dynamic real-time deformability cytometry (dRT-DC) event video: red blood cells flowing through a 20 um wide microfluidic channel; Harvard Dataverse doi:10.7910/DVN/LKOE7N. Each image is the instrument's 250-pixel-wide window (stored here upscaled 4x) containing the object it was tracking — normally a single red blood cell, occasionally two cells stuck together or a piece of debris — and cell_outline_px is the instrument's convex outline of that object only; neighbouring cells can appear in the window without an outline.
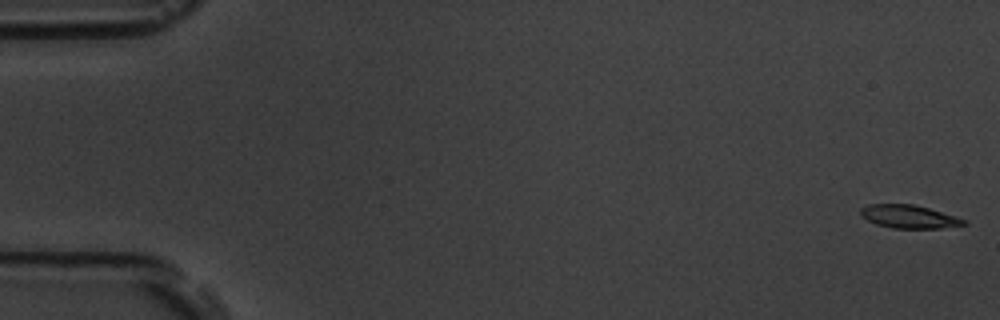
{"species": "common noctule bat (a hibernating species)", "species_latin": "Nyctalus noctula", "temperature_condition": "room temperature", "stored_images_in_passage": 54, "camera_frame_rate_fps": 3000, "um_per_image_px": 0.085, "animal": {"sex": "male", "body_mass_g": 19.5, "forearm_length_mm": 54.6}, "frame": {"image": 1, "passage_image": 1, "time_ms": 0.0, "image_size_px": [1000, 320], "cell_outline_px": [[968, 224], [940, 228], [892, 228], [876, 224], [860, 216], [860, 208], [868, 204], [912, 204], [928, 208], [956, 216], [968, 220]], "centroid_in_image_um": [77.26, 18.41], "position_along_channel_um": 7.7, "area_um2": 13.99}}
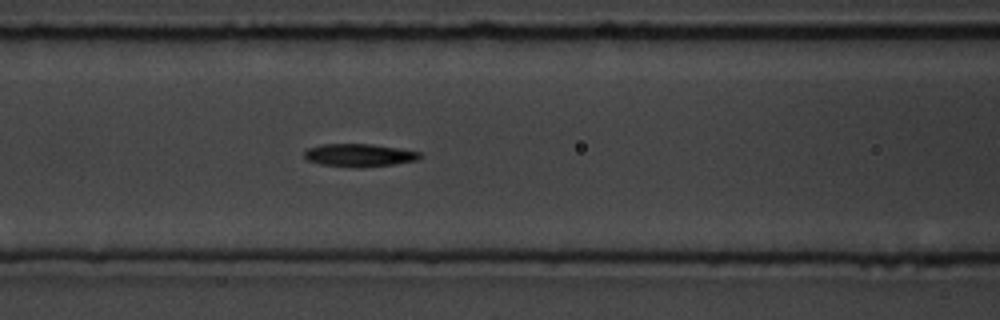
{"frame": {"image": 2, "passage_image": 23, "time_ms": 7.333, "image_size_px": [1000, 320], "cell_outline_px": [[424, 156], [416, 160], [392, 164], [360, 168], [352, 168], [320, 164], [308, 160], [304, 156], [304, 152], [308, 148], [320, 144], [372, 144], [400, 148], [420, 152]], "centroid_in_image_um": [30.53, 13.19], "position_along_channel_um": 136.1, "area_um2": 15.55}}
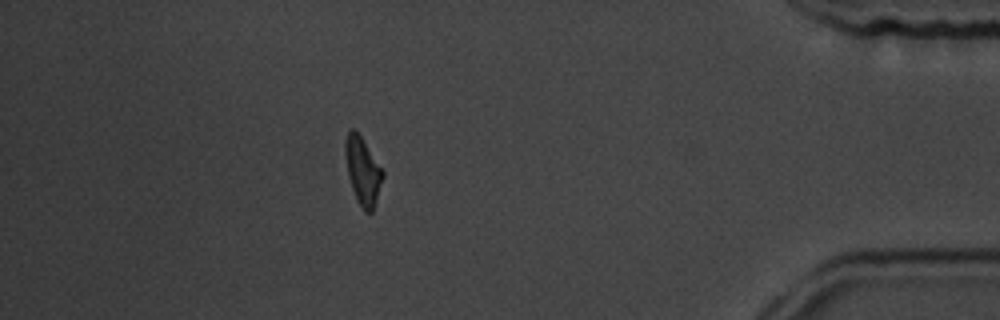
{"frame": {"image": 3, "passage_image": 48, "time_ms": 15.667, "image_size_px": [1000, 320], "cell_outline_px": [[384, 176], [372, 212], [364, 212], [356, 200], [348, 176], [344, 152], [344, 140], [348, 132], [352, 128], [360, 136], [384, 172]], "centroid_in_image_um": [30.81, 14.55], "position_along_channel_um": 404.4, "area_um2": 14.57}, "authors_computed_cell_mechanics": {"area_um2": 15.028, "velocity_mm_per_s": 3.7794, "shape_relaxation_time_tau1_ms": 3.0438, "shape_relaxation_time_tau2_ms": 7.8984, "deformation_change_tau1": 0.1488, "deformation_change_tau2": 0.1983}}